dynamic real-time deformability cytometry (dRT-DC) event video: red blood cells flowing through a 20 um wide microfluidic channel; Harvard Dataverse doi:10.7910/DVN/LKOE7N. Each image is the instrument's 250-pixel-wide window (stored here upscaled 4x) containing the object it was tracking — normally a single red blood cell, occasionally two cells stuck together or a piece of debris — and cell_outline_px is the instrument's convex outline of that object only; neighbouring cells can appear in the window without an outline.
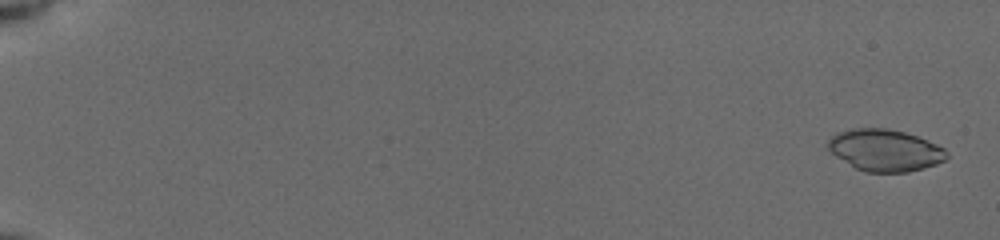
{"species": "common noctule bat (a hibernating species)", "species_latin": "Nyctalus noctula", "temperature_condition": "cold", "stored_images_in_passage": 49, "camera_frame_rate_fps": 3000, "um_per_image_px": 0.085, "animal": {"sex": "female", "body_mass_g": 19.5, "forearm_length_mm": 54.1}, "frame": {"image": 1, "passage_image": 2, "time_ms": 0.333, "image_size_px": [1000, 240], "cell_outline_px": [[948, 156], [944, 160], [936, 164], [924, 168], [908, 172], [864, 172], [856, 168], [836, 156], [824, 144], [836, 132], [852, 128], [888, 128], [904, 132], [928, 140], [944, 148], [948, 152]], "centroid_in_image_um": [75.21, 12.76], "position_along_channel_um": 9.8, "area_um2": 29.02}}
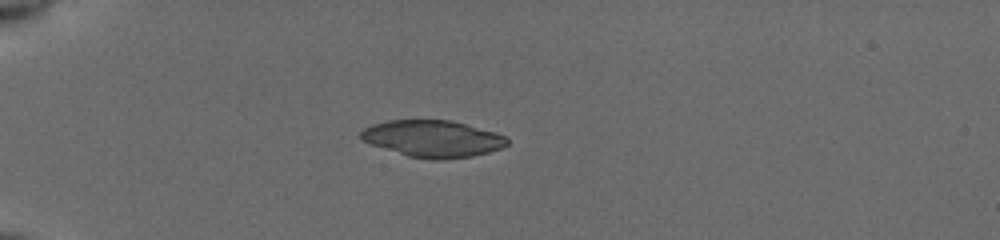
{"frame": {"image": 2, "passage_image": 17, "time_ms": 5.333, "image_size_px": [1000, 240], "cell_outline_px": [[508, 144], [500, 148], [488, 152], [472, 156], [444, 160], [432, 160], [408, 156], [372, 144], [364, 140], [360, 136], [360, 132], [364, 128], [372, 124], [388, 120], [452, 120], [496, 132], [504, 136], [508, 140]], "centroid_in_image_um": [36.8, 11.78], "position_along_channel_um": 48.2, "area_um2": 31.27}}